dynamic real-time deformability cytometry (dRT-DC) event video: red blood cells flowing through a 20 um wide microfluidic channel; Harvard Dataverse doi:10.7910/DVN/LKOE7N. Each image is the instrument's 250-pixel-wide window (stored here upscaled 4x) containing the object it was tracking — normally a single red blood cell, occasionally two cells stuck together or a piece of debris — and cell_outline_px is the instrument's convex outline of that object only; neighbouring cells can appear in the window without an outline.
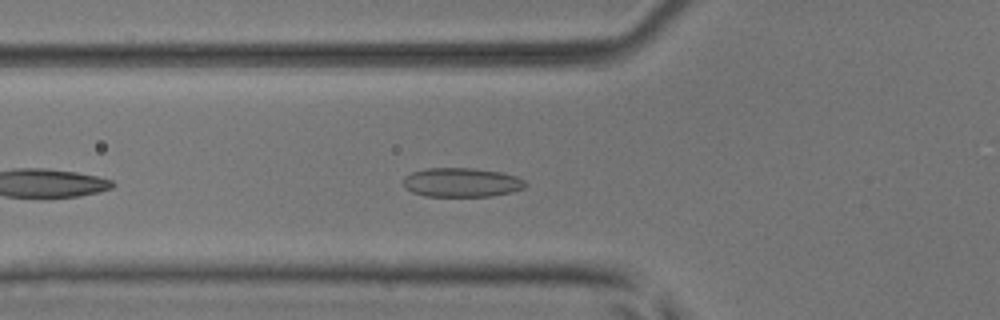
{"species": "common noctule bat (a hibernating species)", "species_latin": "Nyctalus noctula", "temperature_condition": "room temperature", "stored_images_in_passage": 13, "camera_frame_rate_fps": 3000, "um_per_image_px": 0.085, "animal": {"sex": "male", "body_mass_g": 17.9, "forearm_length_mm": 54.2}, "frame": {"image": 1, "passage_image": 6, "time_ms": 1.667, "image_size_px": [1000, 320], "cell_outline_px": [[528, 184], [524, 188], [512, 192], [492, 196], [424, 196], [412, 192], [404, 188], [404, 176], [412, 172], [428, 168], [472, 168], [500, 172], [516, 176], [524, 180]], "centroid_in_image_um": [39.24, 15.51], "position_along_channel_um": 86.6, "area_um2": 20.81}}
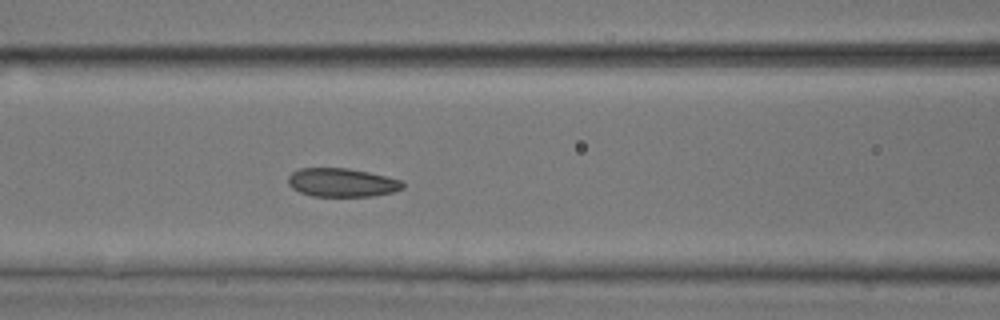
{"frame": {"image": 2, "passage_image": 10, "time_ms": 3.0, "image_size_px": [1000, 320], "cell_outline_px": [[404, 188], [392, 192], [372, 196], [312, 196], [300, 192], [292, 188], [288, 184], [288, 176], [292, 172], [300, 168], [348, 168], [368, 172], [400, 180], [404, 184]], "centroid_in_image_um": [29.03, 15.51], "position_along_channel_um": 137.6, "area_um2": 19.02}}